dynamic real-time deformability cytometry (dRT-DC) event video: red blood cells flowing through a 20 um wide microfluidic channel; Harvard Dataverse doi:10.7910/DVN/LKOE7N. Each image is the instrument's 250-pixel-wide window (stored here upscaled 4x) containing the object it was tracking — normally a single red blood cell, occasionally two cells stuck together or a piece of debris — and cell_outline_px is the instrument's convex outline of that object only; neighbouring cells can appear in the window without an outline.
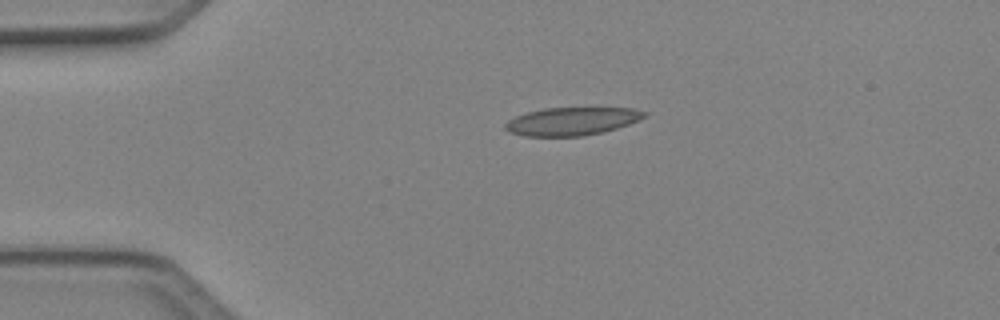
{"species": "Egyptian fruit bat (a non-hibernating species)", "species_latin": "Rousettus aegyptiacus", "temperature_condition": "cold", "stored_images_in_passage": 5, "camera_frame_rate_fps": 3000, "um_per_image_px": 0.085, "animal": {"sex": "female"}, "frame": {"image": 1, "passage_image": 5, "time_ms": 1.333, "image_size_px": [1000, 320], "cell_outline_px": [[648, 116], [628, 124], [604, 132], [584, 136], [524, 136], [508, 132], [504, 128], [504, 124], [508, 120], [516, 116], [528, 112], [544, 108], [632, 108], [648, 112]], "centroid_in_image_um": [48.61, 10.31], "position_along_channel_um": 36.4, "area_um2": 22.77}}